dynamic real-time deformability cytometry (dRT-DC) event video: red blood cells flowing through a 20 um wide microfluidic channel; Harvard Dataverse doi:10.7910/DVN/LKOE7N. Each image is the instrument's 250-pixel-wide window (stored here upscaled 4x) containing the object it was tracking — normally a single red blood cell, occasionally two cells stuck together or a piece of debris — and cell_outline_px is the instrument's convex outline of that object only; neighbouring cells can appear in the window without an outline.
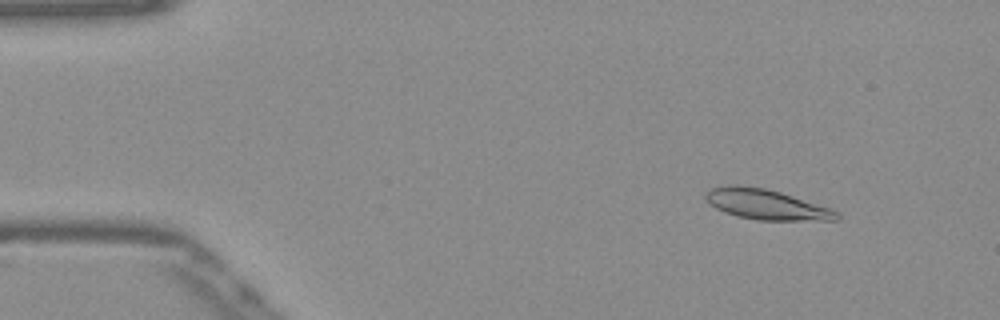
{"species": "Egyptian fruit bat (a non-hibernating species)", "species_latin": "Rousettus aegyptiacus", "temperature_condition": "warm", "stored_images_in_passage": 52, "camera_frame_rate_fps": 3000, "um_per_image_px": 0.085, "frame": {"image": 1, "passage_image": 6, "time_ms": 1.667, "image_size_px": [1000, 320], "cell_outline_px": [[840, 216], [836, 220], [756, 220], [736, 216], [724, 212], [716, 208], [704, 200], [704, 192], [720, 184], [736, 184], [764, 188], [780, 192], [828, 208], [836, 212]], "centroid_in_image_um": [65.0, 17.36], "position_along_channel_um": 20.0, "area_um2": 23.06}}
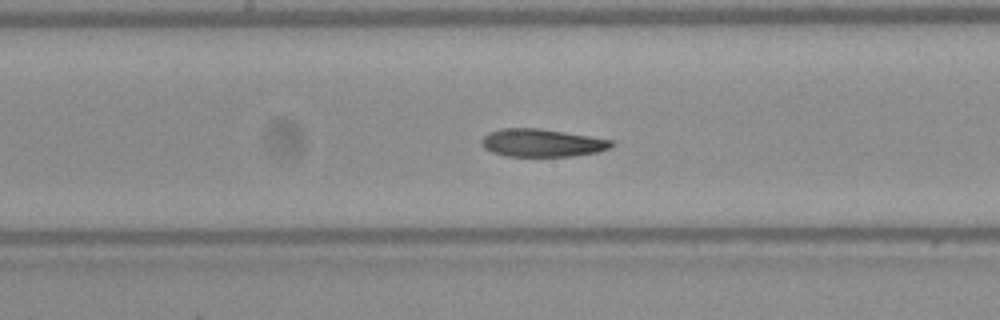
{"frame": {"image": 2, "passage_image": 27, "time_ms": 8.667, "image_size_px": [1000, 320], "cell_outline_px": [[616, 144], [612, 148], [600, 152], [572, 156], [504, 156], [492, 152], [484, 148], [480, 144], [480, 140], [488, 132], [500, 128], [540, 128], [612, 140]], "centroid_in_image_um": [46.06, 12.14], "position_along_channel_um": 202.1, "area_um2": 21.33}}
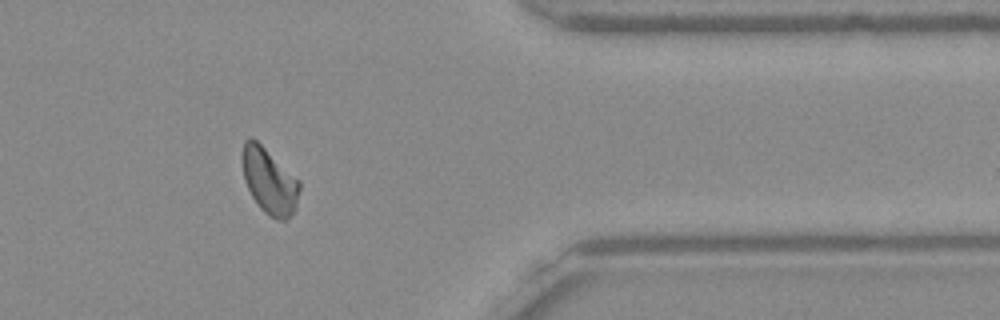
{"frame": {"image": 3, "passage_image": 43, "time_ms": 14.0, "image_size_px": [1000, 320], "cell_outline_px": [[300, 188], [296, 208], [288, 220], [276, 220], [268, 216], [256, 204], [244, 180], [240, 160], [240, 156], [244, 140], [252, 136], [300, 180]], "centroid_in_image_um": [22.87, 15.38], "position_along_channel_um": 388.5, "area_um2": 22.48}, "authors_computed_cell_mechanics": {"area_um2": 21.8773, "velocity_mm_per_s": 3.8738, "shape_relaxation_time_tau1_ms": null, "shape_relaxation_time_tau2_ms": 3.3805, "deformation_change_tau1": null, "deformation_change_tau2": 0.0883}}